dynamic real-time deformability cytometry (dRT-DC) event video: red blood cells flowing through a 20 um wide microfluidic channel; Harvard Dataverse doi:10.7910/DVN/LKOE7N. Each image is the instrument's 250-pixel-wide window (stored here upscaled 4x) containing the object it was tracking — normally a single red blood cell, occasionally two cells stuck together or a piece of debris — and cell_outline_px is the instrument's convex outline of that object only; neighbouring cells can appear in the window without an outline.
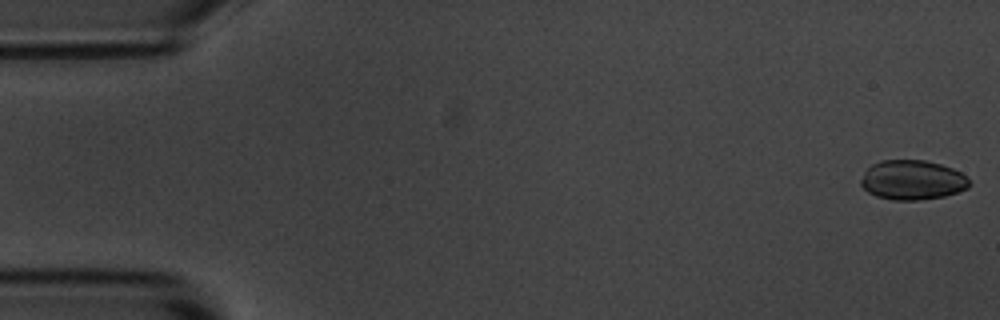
{"species": "common noctule bat (a hibernating species)", "species_latin": "Nyctalus noctula", "temperature_condition": "room temperature", "stored_images_in_passage": 54, "camera_frame_rate_fps": 3000, "um_per_image_px": 0.085, "animal": {"sex": "male", "body_mass_g": 20.1, "forearm_length_mm": 53.5}, "frame": {"image": 1, "passage_image": 1, "time_ms": 0.0, "image_size_px": [1000, 320], "cell_outline_px": [[972, 184], [968, 188], [944, 196], [920, 200], [892, 200], [876, 196], [868, 192], [860, 184], [860, 180], [864, 172], [872, 164], [880, 160], [924, 160], [940, 164], [952, 168], [960, 172]], "centroid_in_image_um": [77.53, 15.3], "position_along_channel_um": 7.5, "area_um2": 25.03}}
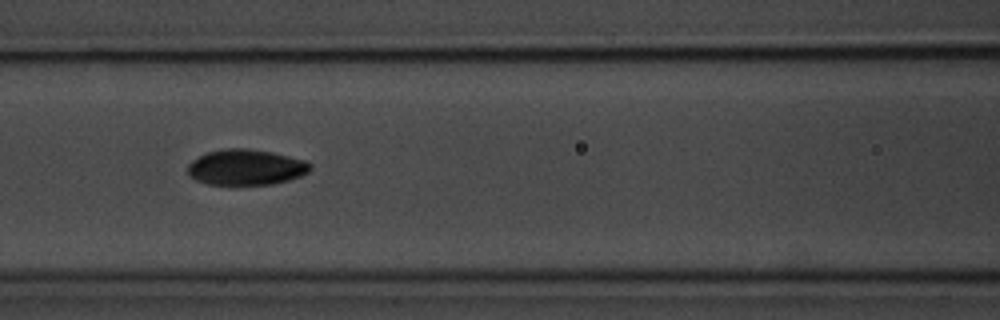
{"frame": {"image": 2, "passage_image": 23, "time_ms": 7.333, "image_size_px": [1000, 320], "cell_outline_px": [[312, 168], [308, 172], [300, 176], [288, 180], [272, 184], [236, 188], [208, 184], [196, 180], [188, 176], [188, 164], [192, 160], [208, 152], [228, 148], [248, 148], [272, 152], [304, 160], [312, 164]], "centroid_in_image_um": [20.88, 14.27], "position_along_channel_um": 145.7, "area_um2": 26.3}}
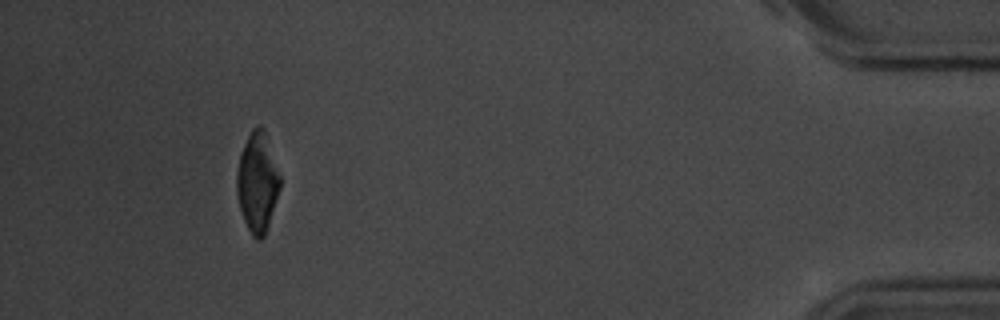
{"frame": {"image": 3, "passage_image": 50, "time_ms": 16.333, "image_size_px": [1000, 320], "cell_outline_px": [[280, 188], [264, 236], [260, 240], [256, 240], [252, 236], [244, 220], [240, 208], [236, 192], [236, 172], [240, 152], [252, 128], [256, 124], [260, 124], [264, 128], [280, 176]], "centroid_in_image_um": [21.86, 15.46], "position_along_channel_um": 413.3, "area_um2": 25.09}, "authors_computed_cell_mechanics": {"area_um2": 25.6054, "velocity_mm_per_s": 3.6889, "shape_relaxation_time_tau1_ms": 2.9096, "shape_relaxation_time_tau2_ms": 1.6821, "deformation_change_tau1": 0.0998, "deformation_change_tau2": 0.0429}}